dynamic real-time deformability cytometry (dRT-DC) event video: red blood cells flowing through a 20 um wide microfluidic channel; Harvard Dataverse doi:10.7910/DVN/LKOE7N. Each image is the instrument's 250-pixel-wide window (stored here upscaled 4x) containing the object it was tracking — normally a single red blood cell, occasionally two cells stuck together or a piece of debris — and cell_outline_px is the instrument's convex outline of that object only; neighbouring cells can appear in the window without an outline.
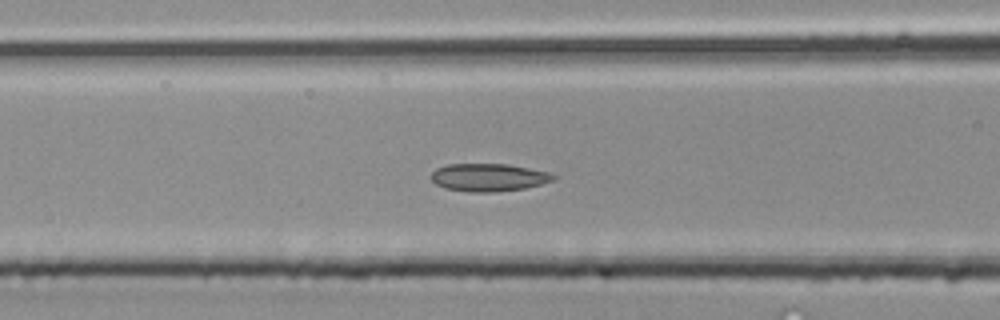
{"species": "common noctule bat (a hibernating species)", "species_latin": "Nyctalus noctula", "temperature_condition": "room temperature", "stored_images_in_passage": 39, "camera_frame_rate_fps": 3000, "um_per_image_px": 0.085, "animal": {"sex": "male", "body_mass_g": 20.4}, "frame": {"image": 1, "passage_image": 13, "time_ms": 4.0, "image_size_px": [1000, 320], "cell_outline_px": [[556, 176], [552, 180], [540, 184], [524, 188], [492, 192], [468, 192], [444, 188], [436, 184], [428, 176], [436, 168], [448, 164], [508, 164], [548, 172]], "centroid_in_image_um": [41.46, 15.08], "position_along_channel_um": 125.1, "area_um2": 19.71}}
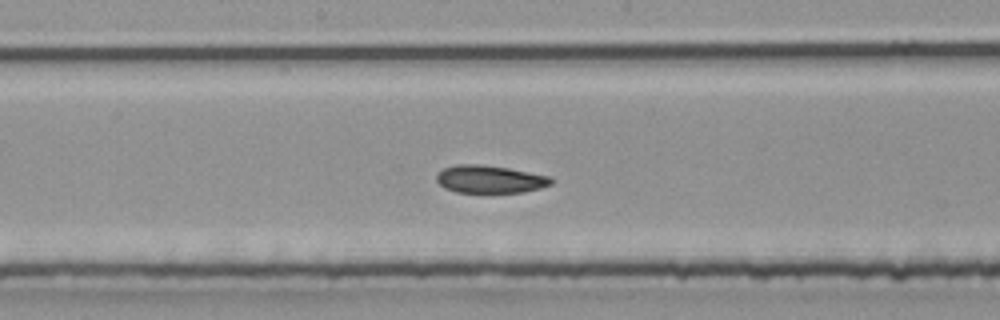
{"frame": {"image": 2, "passage_image": 18, "time_ms": 5.667, "image_size_px": [1000, 320], "cell_outline_px": [[556, 180], [552, 184], [540, 188], [524, 192], [456, 192], [444, 188], [436, 180], [436, 176], [444, 168], [456, 164], [484, 164], [508, 168], [552, 176]], "centroid_in_image_um": [41.69, 15.22], "position_along_channel_um": 206.5, "area_um2": 18.67}}
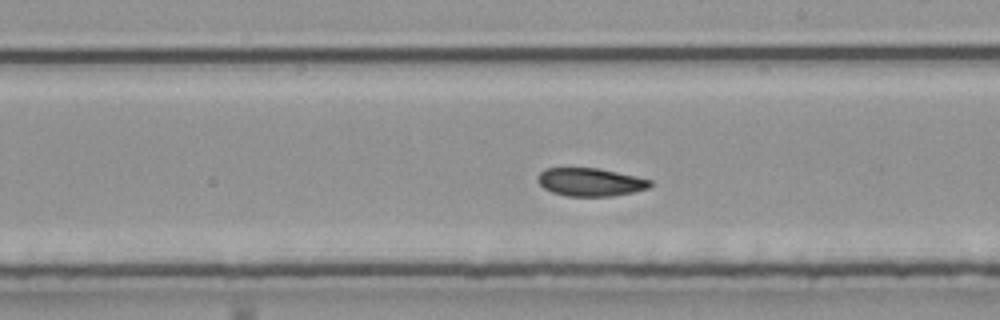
{"frame": {"image": 3, "passage_image": 20, "time_ms": 6.333, "image_size_px": [1000, 320], "cell_outline_px": [[652, 184], [648, 188], [632, 192], [612, 196], [568, 196], [552, 192], [544, 188], [536, 180], [536, 176], [544, 168], [600, 168], [636, 176], [652, 180]], "centroid_in_image_um": [50.16, 15.46], "position_along_channel_um": 238.8, "area_um2": 18.5}}